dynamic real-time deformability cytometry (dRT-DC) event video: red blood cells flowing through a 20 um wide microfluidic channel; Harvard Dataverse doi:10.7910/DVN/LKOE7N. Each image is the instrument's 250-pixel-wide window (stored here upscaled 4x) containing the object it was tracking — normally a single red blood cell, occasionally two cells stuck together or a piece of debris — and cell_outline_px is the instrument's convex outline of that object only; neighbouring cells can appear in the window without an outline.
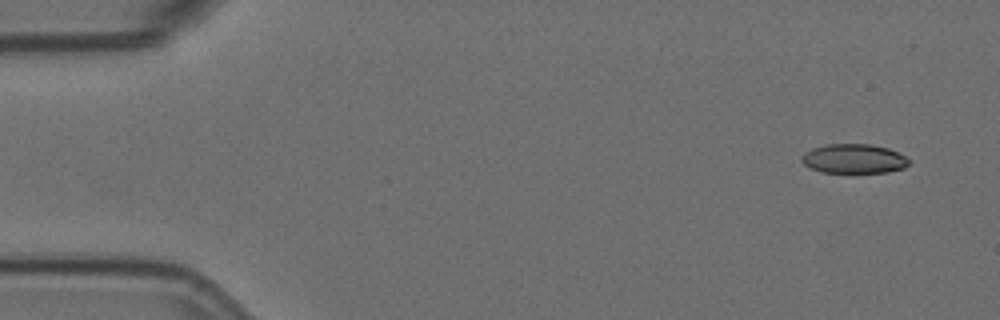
{"species": "Egyptian fruit bat (a non-hibernating species)", "species_latin": "Rousettus aegyptiacus", "temperature_condition": "room temperature", "stored_images_in_passage": 6, "camera_frame_rate_fps": 3000, "um_per_image_px": 0.085, "animal": {"sex": "female"}, "frame": {"image": 1, "passage_image": 1, "time_ms": 0.0, "image_size_px": [1000, 320], "cell_outline_px": [[912, 160], [904, 168], [888, 172], [820, 172], [808, 168], [800, 160], [800, 156], [804, 152], [812, 148], [824, 144], [868, 144], [888, 148]], "centroid_in_image_um": [72.53, 13.49], "position_along_channel_um": 12.5, "area_um2": 18.5}}
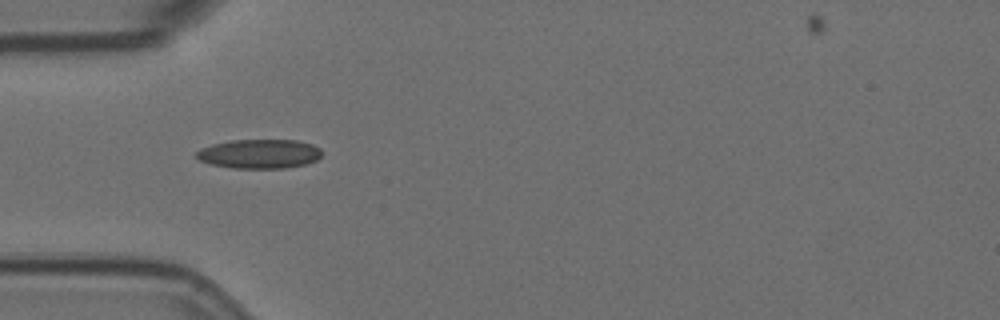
{"frame": {"image": 2, "passage_image": 5, "time_ms": 1.333, "image_size_px": [1000, 320], "cell_outline_px": [[320, 156], [316, 160], [304, 164], [284, 168], [232, 168], [212, 164], [200, 160], [196, 156], [196, 152], [200, 148], [212, 144], [232, 140], [296, 140], [312, 144], [320, 148]], "centroid_in_image_um": [22.03, 13.07], "position_along_channel_um": 63.0, "area_um2": 21.21}}
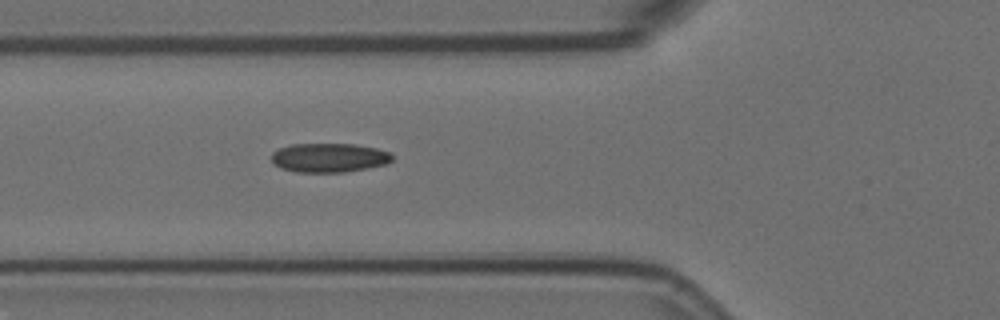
{"frame": {"image": 3, "passage_image": 6, "time_ms": 1.667, "image_size_px": [1000, 320], "cell_outline_px": [[392, 160], [384, 164], [368, 168], [344, 172], [296, 172], [280, 168], [272, 164], [272, 152], [280, 148], [292, 144], [352, 144], [376, 148], [392, 152]], "centroid_in_image_um": [27.95, 13.41], "position_along_channel_um": 97.8, "area_um2": 20.52}}